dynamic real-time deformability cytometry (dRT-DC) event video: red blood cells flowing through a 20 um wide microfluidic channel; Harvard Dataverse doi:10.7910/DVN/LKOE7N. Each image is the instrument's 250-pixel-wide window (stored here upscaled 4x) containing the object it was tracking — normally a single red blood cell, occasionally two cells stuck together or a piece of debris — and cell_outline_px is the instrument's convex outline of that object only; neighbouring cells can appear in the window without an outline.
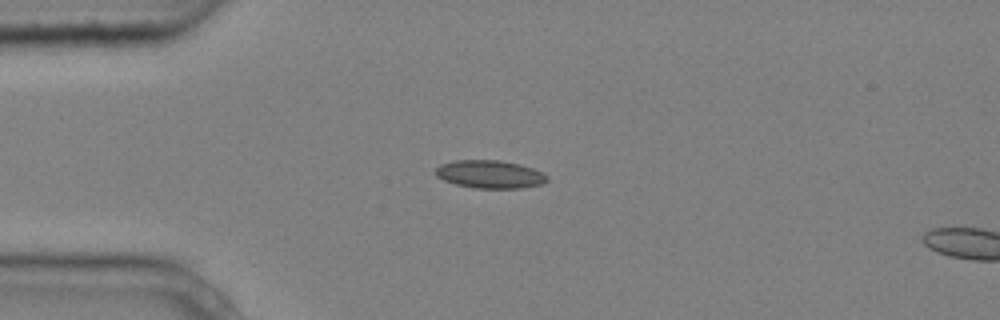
{"species": "common noctule bat (a hibernating species)", "species_latin": "Nyctalus noctula", "temperature_condition": "cold", "stored_images_in_passage": 4, "camera_frame_rate_fps": 3000, "um_per_image_px": 0.085, "animal": {"sex": "male", "body_mass_g": 20.4}, "frame": {"image": 1, "passage_image": 3, "time_ms": 0.667, "image_size_px": [1000, 320], "cell_outline_px": [[548, 180], [544, 184], [520, 188], [476, 188], [456, 184], [444, 180], [436, 176], [436, 168], [440, 164], [456, 160], [500, 160], [520, 164], [532, 168], [548, 176]], "centroid_in_image_um": [41.65, 14.81], "position_along_channel_um": 43.3, "area_um2": 18.15}}